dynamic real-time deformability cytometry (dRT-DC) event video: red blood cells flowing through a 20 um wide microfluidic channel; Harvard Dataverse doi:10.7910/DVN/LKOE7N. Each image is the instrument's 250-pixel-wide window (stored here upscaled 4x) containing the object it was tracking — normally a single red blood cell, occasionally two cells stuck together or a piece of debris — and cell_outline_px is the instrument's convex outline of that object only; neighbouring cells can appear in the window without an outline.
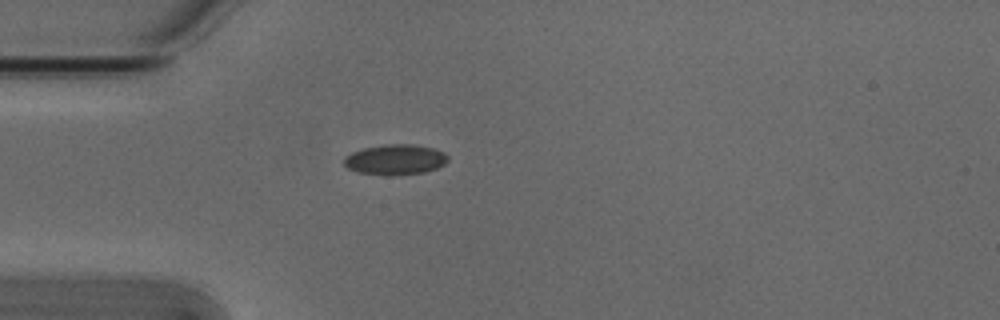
{"species": "Egyptian fruit bat (a non-hibernating species)", "species_latin": "Rousettus aegyptiacus", "temperature_condition": "cold", "stored_images_in_passage": 1, "camera_frame_rate_fps": 3000, "um_per_image_px": 0.085, "animal": {"sex": "male"}, "frame": {"image": 1, "passage_image": 1, "time_ms": 0.0, "image_size_px": [1000, 320], "cell_outline_px": [[448, 160], [444, 164], [436, 168], [424, 172], [384, 176], [356, 172], [348, 168], [344, 164], [344, 156], [352, 152], [364, 148], [388, 144], [412, 144], [432, 148], [444, 152], [448, 156]], "centroid_in_image_um": [33.57, 13.57], "position_along_channel_um": 51.4, "area_um2": 18.38}}